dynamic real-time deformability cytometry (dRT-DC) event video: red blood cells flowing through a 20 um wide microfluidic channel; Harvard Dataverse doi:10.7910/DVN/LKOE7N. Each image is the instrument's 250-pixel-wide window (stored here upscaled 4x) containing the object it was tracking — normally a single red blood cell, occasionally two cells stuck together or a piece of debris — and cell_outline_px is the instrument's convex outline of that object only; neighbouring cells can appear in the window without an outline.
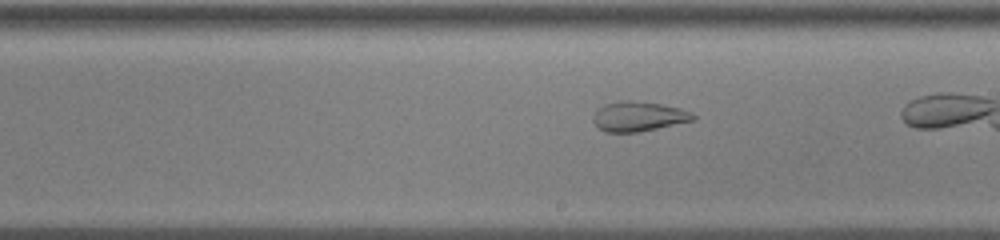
{"species": "common noctule bat (a hibernating species)", "species_latin": "Nyctalus noctula", "temperature_condition": "cold", "stored_images_in_passage": 22, "camera_frame_rate_fps": 3000, "um_per_image_px": 0.085, "animal": {"sex": "male", "body_mass_g": 13.0, "forearm_length_mm": 53.1}, "frame": {"image": 1, "passage_image": 16, "time_ms": 5.0, "image_size_px": [1000, 240], "cell_outline_px": [[696, 120], [636, 132], [604, 132], [592, 120], [592, 116], [604, 104], [624, 100], [628, 100], [660, 104], [680, 108], [692, 112], [696, 116]], "centroid_in_image_um": [54.29, 9.89], "position_along_channel_um": 234.7, "area_um2": 17.17}}